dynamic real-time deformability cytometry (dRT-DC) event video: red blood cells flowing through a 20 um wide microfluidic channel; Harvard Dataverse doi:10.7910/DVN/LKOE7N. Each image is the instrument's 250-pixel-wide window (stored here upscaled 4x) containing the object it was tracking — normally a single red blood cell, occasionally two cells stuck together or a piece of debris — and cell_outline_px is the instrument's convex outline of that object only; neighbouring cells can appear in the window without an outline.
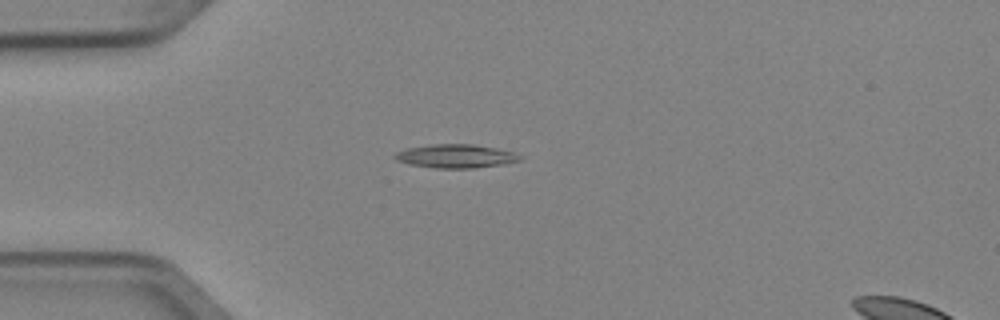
{"species": "Egyptian fruit bat (a non-hibernating species)", "species_latin": "Rousettus aegyptiacus", "temperature_condition": "cold", "stored_images_in_passage": 5, "segment_of_instrument_passage": [1, 2], "camera_frame_rate_fps": 3000, "um_per_image_px": 0.085, "animal": {"sex": "female"}, "frame": {"image": 1, "passage_image": 4, "time_ms": 1.0, "image_size_px": [1000, 320], "cell_outline_px": [[520, 160], [504, 164], [476, 168], [436, 168], [408, 164], [396, 160], [392, 156], [396, 152], [408, 148], [432, 144], [476, 144], [496, 148], [512, 152], [520, 156]], "centroid_in_image_um": [38.7, 13.27], "position_along_channel_um": 46.3, "area_um2": 17.17}}